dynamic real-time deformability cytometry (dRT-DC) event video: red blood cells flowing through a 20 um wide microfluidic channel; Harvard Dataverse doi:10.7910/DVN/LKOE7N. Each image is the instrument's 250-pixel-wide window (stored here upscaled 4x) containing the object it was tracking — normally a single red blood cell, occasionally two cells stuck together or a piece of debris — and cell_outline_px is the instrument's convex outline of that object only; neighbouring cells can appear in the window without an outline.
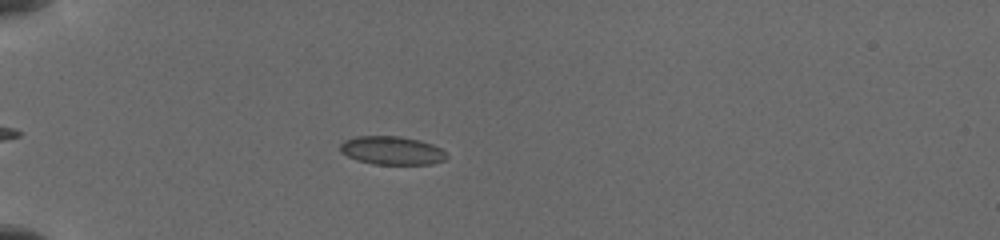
{"species": "common noctule bat (a hibernating species)", "species_latin": "Nyctalus noctula", "temperature_condition": "cold", "stored_images_in_passage": 9, "camera_frame_rate_fps": 3000, "um_per_image_px": 0.085, "animal": {"sex": "female", "body_mass_g": 19.5, "forearm_length_mm": 54.1}, "frame": {"image": 1, "passage_image": 6, "time_ms": 3.333, "image_size_px": [1000, 240], "cell_outline_px": [[448, 156], [444, 160], [432, 164], [372, 164], [356, 160], [340, 152], [340, 144], [344, 140], [356, 136], [400, 136], [420, 140], [432, 144], [440, 148]], "centroid_in_image_um": [33.29, 12.79], "position_along_channel_um": 51.7, "area_um2": 17.69}}
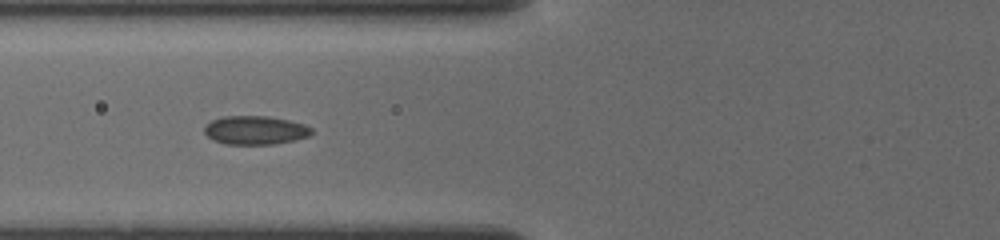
{"frame": {"image": 2, "passage_image": 8, "time_ms": 5.333, "image_size_px": [1000, 240], "cell_outline_px": [[312, 132], [308, 136], [296, 140], [276, 144], [224, 144], [212, 140], [204, 132], [204, 128], [212, 120], [224, 116], [268, 116], [288, 120], [304, 124], [312, 128]], "centroid_in_image_um": [21.7, 11.07], "position_along_channel_um": 104.1, "area_um2": 17.92}}